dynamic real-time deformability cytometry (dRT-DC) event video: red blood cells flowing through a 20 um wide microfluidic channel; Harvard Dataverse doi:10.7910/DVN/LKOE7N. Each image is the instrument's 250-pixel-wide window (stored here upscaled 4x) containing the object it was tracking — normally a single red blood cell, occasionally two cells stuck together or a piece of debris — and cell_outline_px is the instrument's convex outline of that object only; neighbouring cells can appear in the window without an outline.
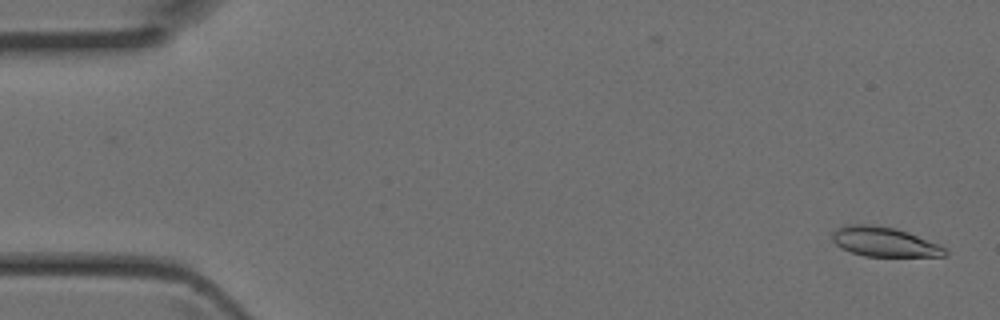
{"species": "Egyptian fruit bat (a non-hibernating species)", "species_latin": "Rousettus aegyptiacus", "temperature_condition": "room temperature", "stored_images_in_passage": 20, "camera_frame_rate_fps": 3000, "um_per_image_px": 0.085, "animal": {"sex": "female"}, "frame": {"image": 1, "passage_image": 1, "time_ms": 0.0, "image_size_px": [1000, 320], "cell_outline_px": [[948, 256], [864, 256], [840, 248], [832, 240], [832, 232], [848, 224], [868, 224], [896, 228], [908, 232], [940, 244], [948, 252]], "centroid_in_image_um": [75.18, 20.56], "position_along_channel_um": 9.8, "area_um2": 19.42}}
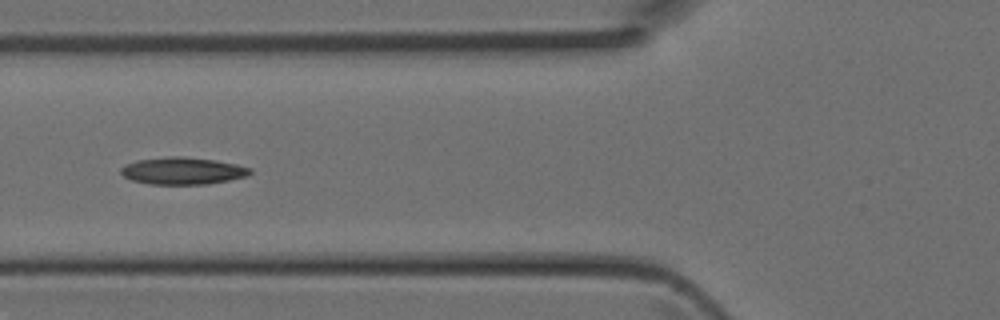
{"frame": {"image": 2, "passage_image": 16, "time_ms": 5.0, "image_size_px": [1000, 320], "cell_outline_px": [[252, 172], [248, 176], [208, 184], [148, 184], [132, 180], [124, 176], [120, 172], [120, 168], [124, 164], [136, 160], [168, 156], [184, 156], [216, 160], [236, 164], [252, 168]], "centroid_in_image_um": [15.52, 14.51], "position_along_channel_um": 110.3, "area_um2": 20.63}}
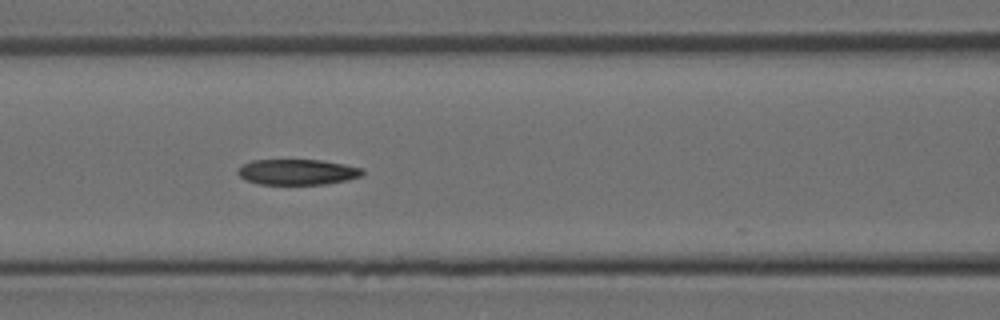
{"frame": {"image": 3, "passage_image": 18, "time_ms": 5.667, "image_size_px": [1000, 320], "cell_outline_px": [[364, 172], [360, 176], [344, 180], [324, 184], [260, 184], [248, 180], [240, 176], [236, 172], [244, 164], [252, 160], [320, 160], [344, 164], [364, 168]], "centroid_in_image_um": [25.29, 14.61], "position_along_channel_um": 141.3, "area_um2": 18.32}}